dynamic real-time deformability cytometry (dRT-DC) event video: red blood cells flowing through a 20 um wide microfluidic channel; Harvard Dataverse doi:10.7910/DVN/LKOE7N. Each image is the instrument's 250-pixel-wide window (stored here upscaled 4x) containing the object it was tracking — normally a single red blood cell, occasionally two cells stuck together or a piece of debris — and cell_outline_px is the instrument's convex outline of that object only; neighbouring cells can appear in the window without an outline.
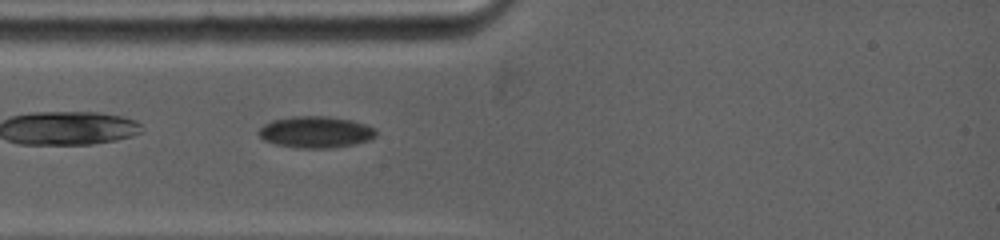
{"species": "common noctule bat (a hibernating species)", "species_latin": "Nyctalus noctula", "temperature_condition": "warm", "stored_images_in_passage": 44, "camera_frame_rate_fps": 5000, "um_per_image_px": 0.085, "animal": {"sex": "female", "body_mass_g": 19.0, "forearm_length_mm": 53.3}, "frame": {"image": 1, "passage_image": 3, "time_ms": 0.8, "image_size_px": [1000, 240], "cell_outline_px": [[376, 136], [372, 140], [332, 148], [300, 148], [276, 144], [264, 140], [260, 136], [260, 128], [264, 124], [272, 120], [292, 116], [328, 116], [352, 120], [376, 128]], "centroid_in_image_um": [26.87, 11.22], "position_along_channel_um": 58.1, "area_um2": 21.56}}
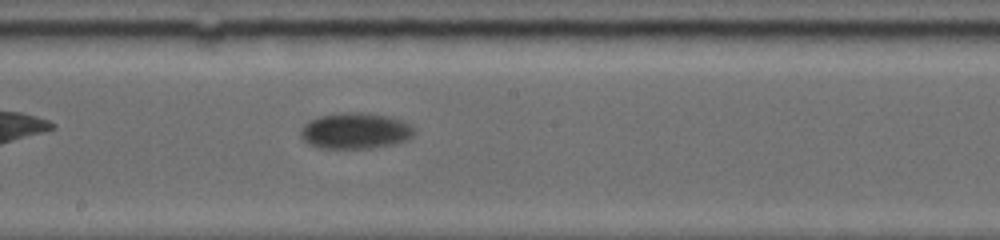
{"frame": {"image": 2, "passage_image": 15, "time_ms": 5.2, "image_size_px": [1000, 240], "cell_outline_px": [[416, 132], [408, 140], [392, 144], [372, 148], [320, 148], [308, 144], [300, 136], [300, 128], [308, 120], [316, 116], [348, 112], [364, 112], [392, 116], [416, 128]], "centroid_in_image_um": [30.19, 11.11], "position_along_channel_um": 218.0, "area_um2": 24.22}}
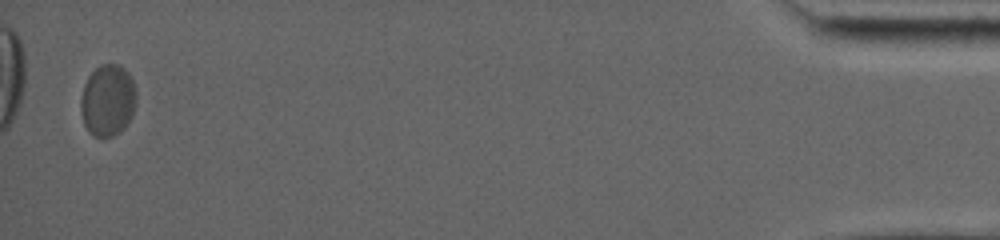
{"frame": {"image": 3, "passage_image": 42, "time_ms": 14.8, "image_size_px": [1000, 240], "cell_outline_px": [[136, 104], [132, 116], [124, 128], [112, 136], [96, 136], [84, 124], [80, 112], [80, 100], [84, 84], [88, 76], [100, 64], [116, 64], [124, 68], [128, 72], [136, 88]], "centroid_in_image_um": [9.16, 8.5], "position_along_channel_um": 426.0, "area_um2": 23.18}, "authors_computed_cell_mechanics": {"area_um2": 22.5998, "velocity_mm_per_s": 3.631, "shape_relaxation_time_tau1_ms": 2.064, "shape_relaxation_time_tau2_ms": null, "deformation_change_tau1": 0.0392, "deformation_change_tau2": null}}